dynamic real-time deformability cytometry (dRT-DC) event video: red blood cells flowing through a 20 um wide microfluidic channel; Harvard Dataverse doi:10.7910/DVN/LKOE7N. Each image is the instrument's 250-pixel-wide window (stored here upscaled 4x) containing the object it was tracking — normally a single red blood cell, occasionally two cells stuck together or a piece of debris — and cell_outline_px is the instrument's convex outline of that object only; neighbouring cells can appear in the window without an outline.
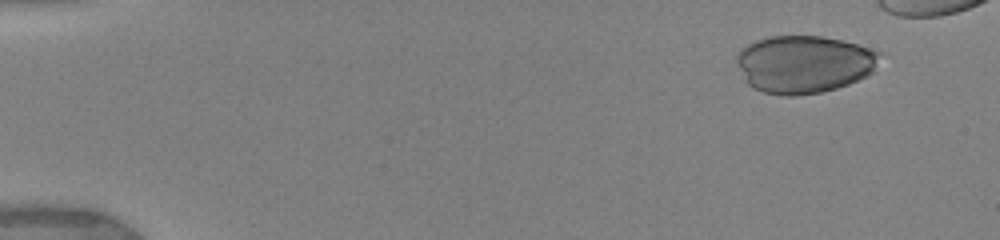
{"species": "human", "species_latin": "Homo sapiens", "temperature_condition": "warm", "stored_images_in_passage": 10, "camera_frame_rate_fps": 3000, "um_per_image_px": 0.085, "donor": {"sex": "female"}, "frame": {"image": 1, "passage_image": 1, "time_ms": 0.0, "image_size_px": [1000, 240], "cell_outline_px": [[884, 52], [872, 72], [848, 84], [836, 88], [820, 92], [792, 96], [784, 96], [764, 92], [752, 88], [748, 84], [736, 60], [736, 56], [748, 44], [756, 40], [772, 36], [820, 36], [840, 40], [856, 44]], "centroid_in_image_um": [68.37, 5.45], "position_along_channel_um": 16.6, "area_um2": 47.74}}